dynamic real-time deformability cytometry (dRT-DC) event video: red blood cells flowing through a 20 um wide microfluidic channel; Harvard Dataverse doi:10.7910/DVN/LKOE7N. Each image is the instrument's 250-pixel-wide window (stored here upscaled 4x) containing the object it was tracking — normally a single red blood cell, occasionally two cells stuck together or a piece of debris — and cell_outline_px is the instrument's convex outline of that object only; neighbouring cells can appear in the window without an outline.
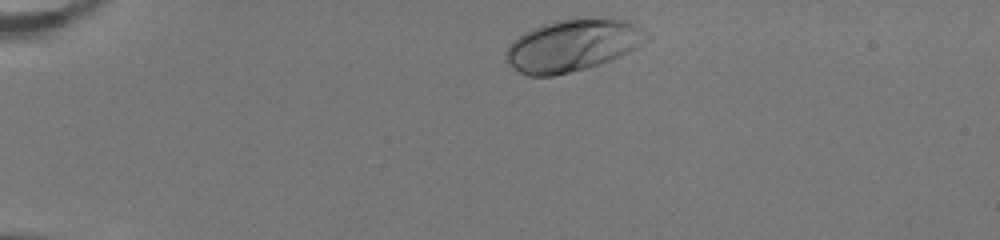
{"species": "human", "species_latin": "Homo sapiens", "temperature_condition": "room temperature", "stored_images_in_passage": 38, "camera_frame_rate_fps": 3000, "um_per_image_px": 0.085, "donor": {"sex": "female"}, "frame": {"image": 1, "passage_image": 1, "time_ms": 0.0, "image_size_px": [1000, 240], "cell_outline_px": [[652, 36], [648, 40], [636, 48], [612, 60], [600, 64], [552, 76], [528, 76], [520, 72], [508, 64], [508, 48], [512, 40], [524, 32], [532, 28], [556, 20], [604, 16], [612, 16], [624, 20], [648, 32]], "centroid_in_image_um": [48.73, 3.82], "position_along_channel_um": 36.3, "area_um2": 42.77}}
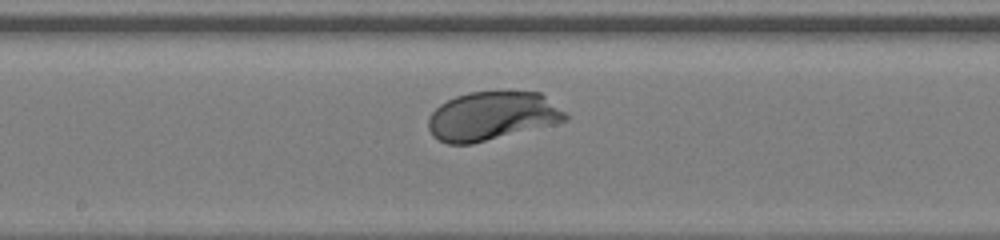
{"frame": {"image": 2, "passage_image": 19, "time_ms": 6.0, "image_size_px": [1000, 240], "cell_outline_px": [[568, 120], [472, 144], [448, 144], [432, 136], [428, 128], [428, 116], [440, 104], [456, 96], [468, 92], [540, 92], [564, 112], [568, 116]], "centroid_in_image_um": [41.77, 9.87], "position_along_channel_um": 206.4, "area_um2": 38.44}}
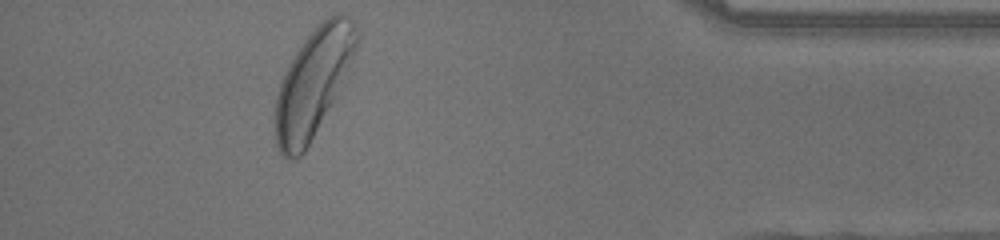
{"frame": {"image": 3, "passage_image": 37, "time_ms": 12.0, "image_size_px": [1000, 240], "cell_outline_px": [[356, 48], [344, 84], [336, 100], [304, 152], [296, 160], [292, 160], [284, 156], [280, 152], [276, 144], [276, 96], [280, 84], [288, 64], [304, 40], [328, 16], [336, 12], [344, 12], [352, 20], [356, 28]], "centroid_in_image_um": [26.64, 7.06], "position_along_channel_um": 408.6, "area_um2": 50.81}, "authors_computed_cell_mechanics": {"area_um2": 39.304, "velocity_mm_per_s": 3.9673, "shape_relaxation_time_tau1_ms": 1.1957, "shape_relaxation_time_tau2_ms": null, "deformation_change_tau1": 0.1138, "deformation_change_tau2": null}}